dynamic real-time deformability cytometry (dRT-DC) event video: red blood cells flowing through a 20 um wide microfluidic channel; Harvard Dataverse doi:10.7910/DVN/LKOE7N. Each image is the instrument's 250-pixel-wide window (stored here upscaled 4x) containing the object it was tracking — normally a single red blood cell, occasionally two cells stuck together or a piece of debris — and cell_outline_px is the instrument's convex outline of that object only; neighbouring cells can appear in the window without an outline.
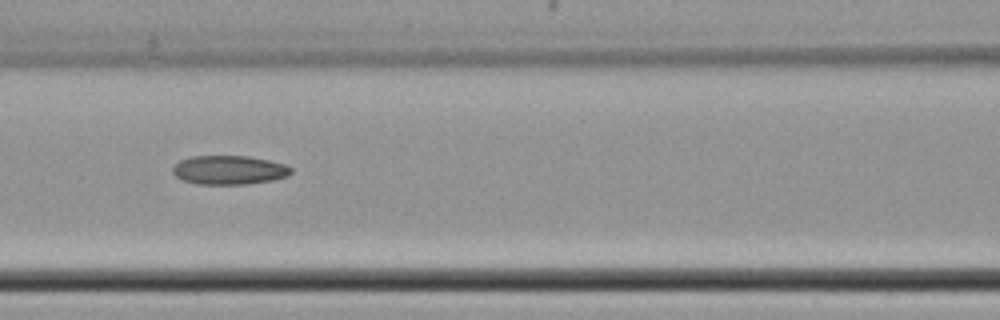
{"species": "common noctule bat (a hibernating species)", "species_latin": "Nyctalus noctula", "temperature_condition": "cold", "stored_images_in_passage": 7, "camera_frame_rate_fps": 3000, "um_per_image_px": 0.085, "animal": {"sex": "female", "body_mass_g": 22.7, "forearm_length_mm": 54.2}, "frame": {"image": 1, "passage_image": 6, "time_ms": 6.667, "image_size_px": [1000, 320], "cell_outline_px": [[292, 172], [288, 176], [272, 180], [244, 184], [196, 184], [184, 180], [176, 176], [172, 172], [172, 168], [180, 160], [192, 156], [248, 156], [268, 160], [284, 164], [292, 168]], "centroid_in_image_um": [19.47, 14.45], "position_along_channel_um": 147.1, "area_um2": 19.88}}
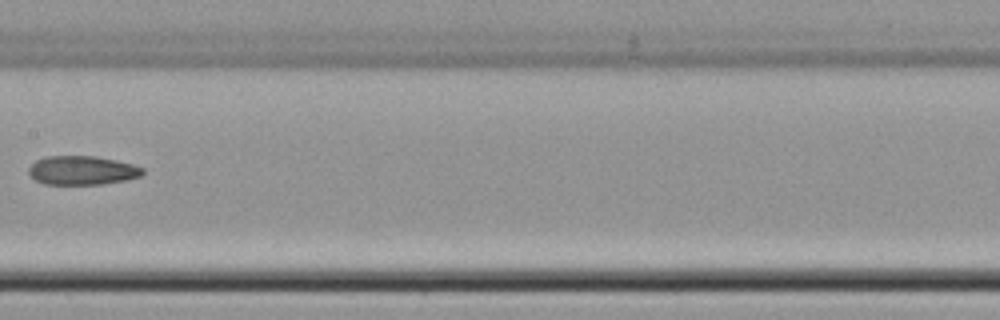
{"frame": {"image": 2, "passage_image": 7, "time_ms": 8.0, "image_size_px": [1000, 320], "cell_outline_px": [[144, 172], [140, 176], [128, 180], [104, 184], [44, 184], [36, 180], [28, 172], [28, 168], [36, 160], [44, 156], [96, 156], [116, 160], [132, 164], [144, 168]], "centroid_in_image_um": [7.0, 14.48], "position_along_channel_um": 200.4, "area_um2": 19.31}}